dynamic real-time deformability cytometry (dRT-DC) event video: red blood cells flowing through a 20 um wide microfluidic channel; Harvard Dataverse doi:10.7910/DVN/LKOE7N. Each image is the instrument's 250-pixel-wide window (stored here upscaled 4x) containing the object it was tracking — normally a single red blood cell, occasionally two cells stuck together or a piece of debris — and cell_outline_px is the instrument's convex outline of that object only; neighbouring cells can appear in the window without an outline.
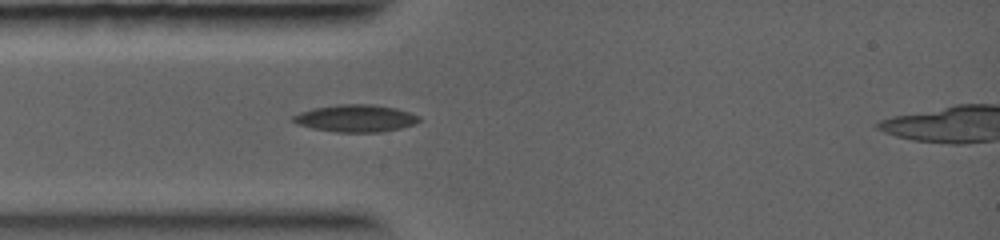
{"species": "common noctule bat (a hibernating species)", "species_latin": "Nyctalus noctula", "temperature_condition": "warm", "stored_images_in_passage": 6, "camera_frame_rate_fps": 5000, "um_per_image_px": 0.085, "animal": {"sex": "female", "body_mass_g": 19.0, "forearm_length_mm": 56.7}, "frame": {"image": 1, "passage_image": 2, "time_ms": 0.4, "image_size_px": [1000, 240], "cell_outline_px": [[420, 120], [412, 124], [400, 128], [380, 132], [336, 132], [312, 128], [296, 124], [292, 120], [292, 116], [300, 112], [312, 108], [336, 104], [372, 104], [396, 108], [420, 116]], "centroid_in_image_um": [30.19, 10.05], "position_along_channel_um": 54.8, "area_um2": 20.0}}